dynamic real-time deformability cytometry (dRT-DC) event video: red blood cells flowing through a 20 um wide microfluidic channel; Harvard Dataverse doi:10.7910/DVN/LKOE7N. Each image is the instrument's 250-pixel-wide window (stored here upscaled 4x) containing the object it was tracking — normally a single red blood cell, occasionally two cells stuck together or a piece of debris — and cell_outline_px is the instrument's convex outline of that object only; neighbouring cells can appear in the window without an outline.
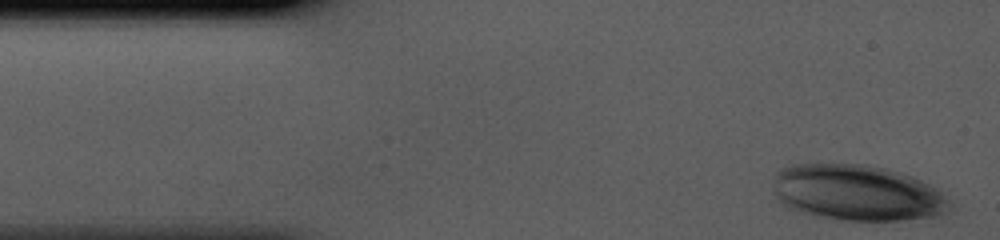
{"species": "human", "species_latin": "Homo sapiens", "temperature_condition": "cold", "stored_images_in_passage": 35, "camera_frame_rate_fps": 3000, "um_per_image_px": 0.085, "donor": {"sex": "male"}, "frame": {"image": 1, "passage_image": 1, "time_ms": 0.0, "image_size_px": [1000, 240], "cell_outline_px": [[952, 208], [948, 212], [936, 216], [900, 220], [840, 220], [816, 216], [800, 212], [788, 208], [776, 200], [776, 172], [780, 168], [796, 164], [868, 164], [900, 172], [912, 176], [936, 188], [952, 204]], "centroid_in_image_um": [72.87, 16.39], "position_along_channel_um": 12.1, "area_um2": 57.57}}
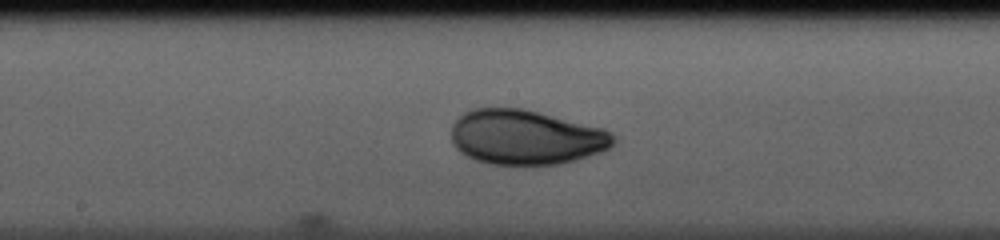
{"frame": {"image": 2, "passage_image": 20, "time_ms": 6.333, "image_size_px": [1000, 240], "cell_outline_px": [[620, 140], [608, 148], [600, 152], [576, 160], [560, 164], [488, 164], [476, 160], [460, 152], [452, 144], [452, 124], [464, 112], [472, 108], [524, 108], [604, 128], [612, 132]], "centroid_in_image_um": [44.73, 11.65], "position_along_channel_um": 203.5, "area_um2": 52.14}}
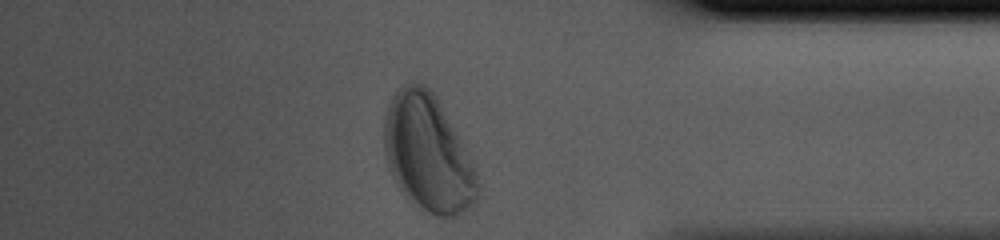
{"frame": {"image": 3, "passage_image": 35, "time_ms": 11.333, "image_size_px": [1000, 240], "cell_outline_px": [[480, 196], [460, 216], [436, 216], [428, 212], [404, 196], [400, 192], [396, 184], [388, 164], [384, 148], [384, 116], [388, 104], [392, 96], [404, 84], [424, 84], [436, 96], [472, 160], [476, 168], [480, 184]], "centroid_in_image_um": [36.39, 13.07], "position_along_channel_um": 398.8, "area_um2": 63.64}}